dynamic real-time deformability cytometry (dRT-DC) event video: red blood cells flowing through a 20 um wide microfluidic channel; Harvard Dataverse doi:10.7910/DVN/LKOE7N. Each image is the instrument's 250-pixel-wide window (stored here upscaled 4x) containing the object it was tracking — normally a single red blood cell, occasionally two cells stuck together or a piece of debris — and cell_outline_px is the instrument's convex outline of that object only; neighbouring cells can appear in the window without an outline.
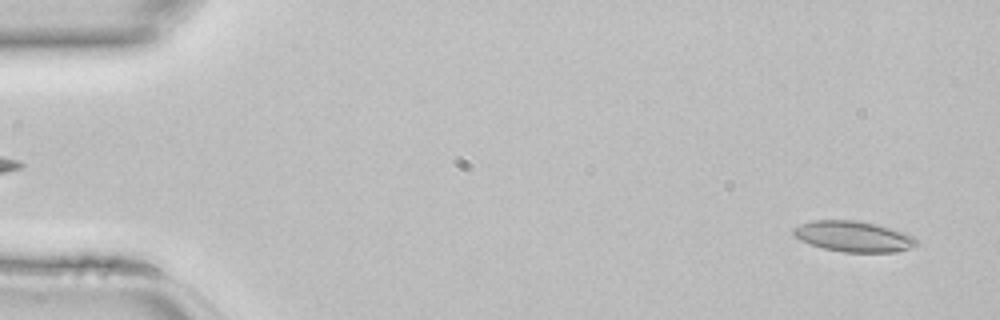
{"species": "common noctule bat (a hibernating species)", "species_latin": "Nyctalus noctula", "temperature_condition": "room temperature", "stored_images_in_passage": 44, "camera_frame_rate_fps": 3000, "um_per_image_px": 0.085, "animal": {"sex": "female", "body_mass_g": 22.7, "forearm_length_mm": 54.2}, "frame": {"image": 1, "passage_image": 2, "time_ms": 0.333, "image_size_px": [1000, 320], "cell_outline_px": [[916, 244], [908, 248], [896, 252], [844, 252], [824, 248], [800, 240], [792, 232], [792, 228], [800, 224], [812, 220], [856, 220], [876, 224], [904, 232], [912, 236], [916, 240]], "centroid_in_image_um": [72.51, 20.08], "position_along_channel_um": 12.5, "area_um2": 21.79}}
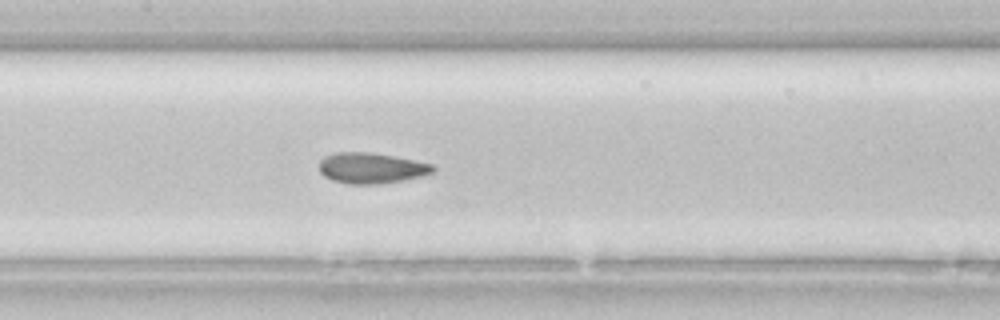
{"frame": {"image": 2, "passage_image": 21, "time_ms": 6.667, "image_size_px": [1000, 320], "cell_outline_px": [[436, 172], [424, 176], [404, 180], [380, 184], [348, 184], [332, 180], [324, 176], [320, 172], [320, 160], [324, 156], [336, 152], [372, 152], [432, 164], [436, 168]], "centroid_in_image_um": [31.58, 14.29], "position_along_channel_um": 175.8, "area_um2": 20.52}}
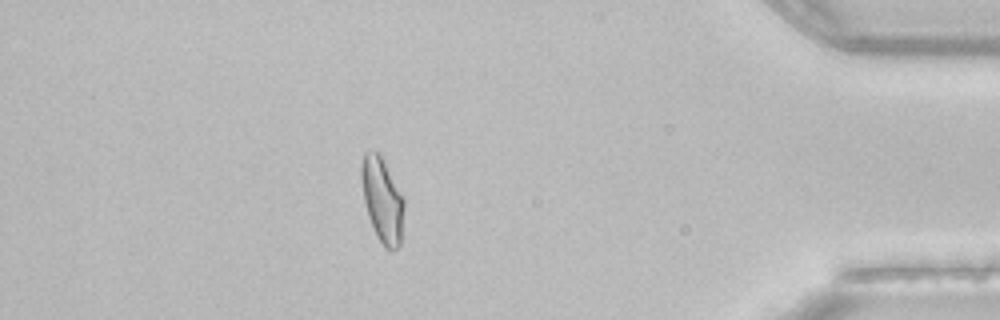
{"frame": {"image": 3, "passage_image": 39, "time_ms": 12.667, "image_size_px": [1000, 320], "cell_outline_px": [[404, 208], [400, 244], [392, 252], [388, 252], [384, 248], [376, 236], [368, 216], [364, 204], [360, 176], [360, 164], [364, 152], [380, 152], [404, 196]], "centroid_in_image_um": [32.49, 16.99], "position_along_channel_um": 402.7, "area_um2": 21.68}}